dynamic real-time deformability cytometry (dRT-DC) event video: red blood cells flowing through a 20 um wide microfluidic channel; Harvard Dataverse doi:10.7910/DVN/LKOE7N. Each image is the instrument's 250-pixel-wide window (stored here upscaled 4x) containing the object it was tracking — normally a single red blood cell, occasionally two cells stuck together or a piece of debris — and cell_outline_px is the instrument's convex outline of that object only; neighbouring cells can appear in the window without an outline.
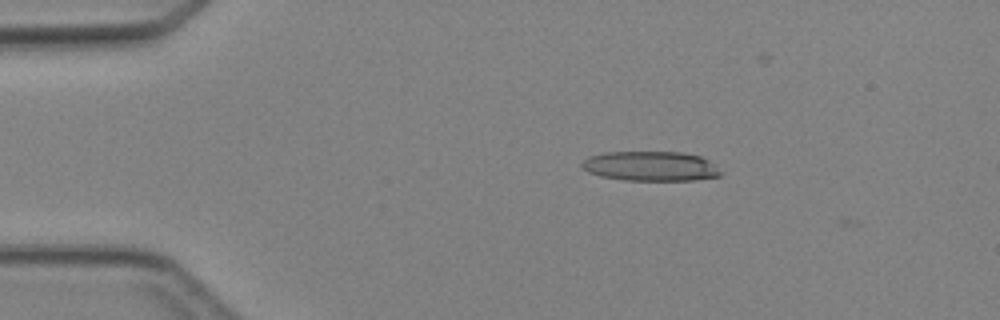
{"species": "Egyptian fruit bat (a non-hibernating species)", "species_latin": "Rousettus aegyptiacus", "temperature_condition": "cold", "stored_images_in_passage": 2, "camera_frame_rate_fps": 3000, "um_per_image_px": 0.085, "animal": {"sex": "female"}, "frame": {"image": 1, "passage_image": 1, "time_ms": 0.0, "image_size_px": [1000, 320], "cell_outline_px": [[720, 176], [692, 180], [624, 180], [600, 176], [588, 172], [580, 164], [588, 156], [604, 152], [680, 152], [700, 156], [708, 160], [720, 172]], "centroid_in_image_um": [55.25, 14.12], "position_along_channel_um": 29.8, "area_um2": 23.81}}